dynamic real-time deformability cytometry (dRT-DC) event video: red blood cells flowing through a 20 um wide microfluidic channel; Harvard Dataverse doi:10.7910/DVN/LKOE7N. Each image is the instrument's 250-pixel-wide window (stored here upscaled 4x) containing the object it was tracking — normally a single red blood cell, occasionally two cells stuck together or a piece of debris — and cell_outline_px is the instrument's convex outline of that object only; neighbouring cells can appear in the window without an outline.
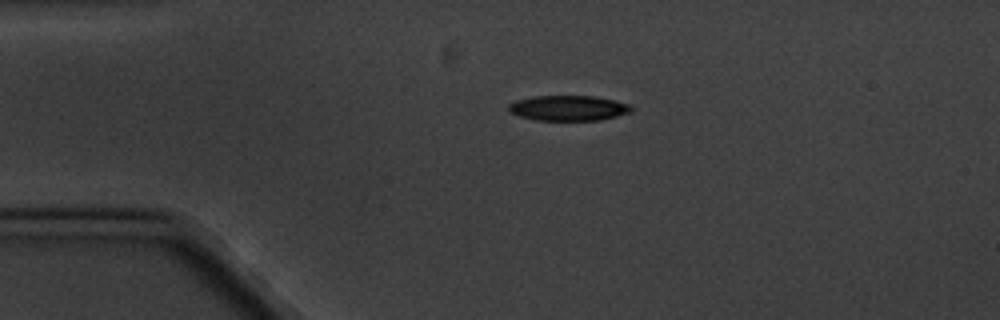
{"species": "common noctule bat (a hibernating species)", "species_latin": "Nyctalus noctula", "temperature_condition": "cold", "stored_images_in_passage": 2, "camera_frame_rate_fps": 3000, "um_per_image_px": 0.085, "animal": {"sex": "male", "body_mass_g": 20.1, "forearm_length_mm": 53.5}, "frame": {"image": 1, "passage_image": 1, "time_ms": 0.0, "image_size_px": [1000, 320], "cell_outline_px": [[632, 112], [600, 120], [536, 120], [520, 116], [512, 112], [508, 108], [508, 104], [516, 100], [532, 96], [596, 96], [616, 100], [632, 104]], "centroid_in_image_um": [48.36, 9.17], "position_along_channel_um": 36.6, "area_um2": 18.15}}